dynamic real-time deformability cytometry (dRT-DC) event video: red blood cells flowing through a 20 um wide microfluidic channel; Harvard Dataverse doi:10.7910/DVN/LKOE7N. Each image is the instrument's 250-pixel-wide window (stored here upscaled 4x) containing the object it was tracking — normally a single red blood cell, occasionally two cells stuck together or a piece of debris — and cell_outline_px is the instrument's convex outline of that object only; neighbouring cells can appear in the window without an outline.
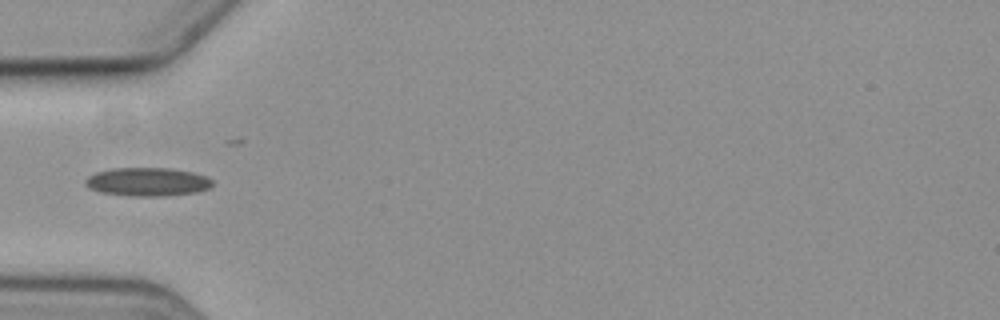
{"species": "common noctule bat (a hibernating species)", "species_latin": "Nyctalus noctula", "temperature_condition": "cold", "stored_images_in_passage": 2, "camera_frame_rate_fps": 3000, "um_per_image_px": 0.085, "animal": {"sex": "female", "body_mass_g": 19.3, "forearm_length_mm": 54.1}, "frame": {"image": 1, "passage_image": 1, "time_ms": 0.0, "image_size_px": [1000, 320], "cell_outline_px": [[212, 184], [208, 188], [196, 192], [164, 196], [128, 196], [100, 192], [88, 188], [84, 184], [84, 180], [88, 176], [96, 172], [112, 168], [172, 168], [192, 172], [208, 176], [212, 180]], "centroid_in_image_um": [12.51, 15.45], "position_along_channel_um": 72.5, "area_um2": 21.27}}